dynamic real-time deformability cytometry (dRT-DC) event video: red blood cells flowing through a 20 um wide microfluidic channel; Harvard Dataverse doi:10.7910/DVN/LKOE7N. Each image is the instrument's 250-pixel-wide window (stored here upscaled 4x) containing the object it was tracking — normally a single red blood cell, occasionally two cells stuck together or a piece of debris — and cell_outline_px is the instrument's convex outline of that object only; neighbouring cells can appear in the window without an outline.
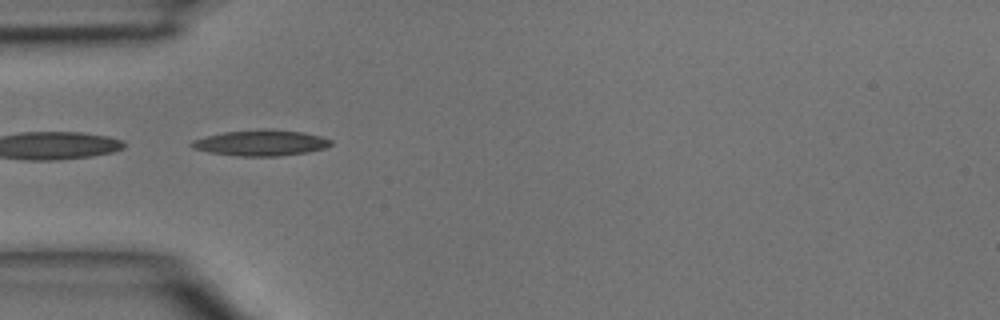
{"species": "common noctule bat (a hibernating species)", "species_latin": "Nyctalus noctula", "temperature_condition": "room temperature", "stored_images_in_passage": 2, "camera_frame_rate_fps": 3000, "um_per_image_px": 0.085, "animal": {"sex": "male", "body_mass_g": 15.6}, "frame": {"image": 1, "passage_image": 1, "time_ms": 0.0, "image_size_px": [1000, 320], "cell_outline_px": [[332, 144], [324, 148], [308, 152], [280, 156], [240, 156], [208, 152], [192, 148], [188, 144], [192, 140], [224, 132], [264, 128], [304, 132], [320, 136], [332, 140]], "centroid_in_image_um": [22.17, 12.14], "position_along_channel_um": 62.8, "area_um2": 21.04}}